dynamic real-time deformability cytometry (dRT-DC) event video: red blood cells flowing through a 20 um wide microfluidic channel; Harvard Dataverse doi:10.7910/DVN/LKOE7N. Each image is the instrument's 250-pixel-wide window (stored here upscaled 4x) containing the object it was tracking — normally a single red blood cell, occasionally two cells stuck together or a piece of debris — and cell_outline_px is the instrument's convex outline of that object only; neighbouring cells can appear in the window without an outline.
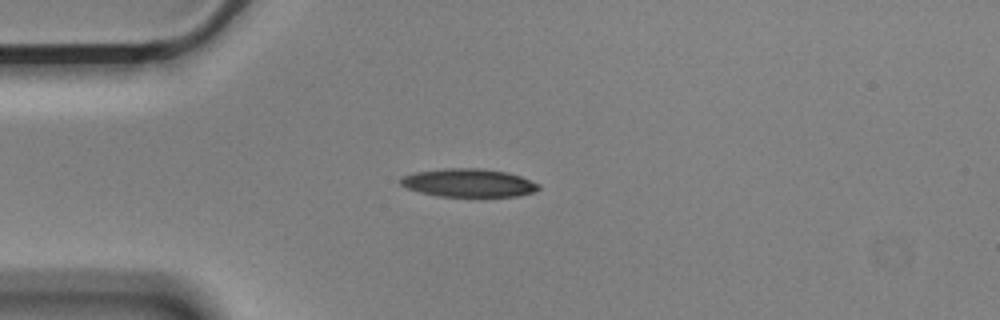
{"species": "Egyptian fruit bat (a non-hibernating species)", "species_latin": "Rousettus aegyptiacus", "temperature_condition": "cold", "stored_images_in_passage": 43, "camera_frame_rate_fps": 3000, "um_per_image_px": 0.085, "animal": {"sex": "male"}, "frame": {"image": 1, "passage_image": 1, "time_ms": 0.0, "image_size_px": [1000, 320], "cell_outline_px": [[540, 188], [532, 192], [516, 196], [436, 196], [404, 188], [400, 184], [400, 176], [416, 172], [444, 168], [480, 168], [508, 172], [520, 176], [540, 184]], "centroid_in_image_um": [39.78, 15.53], "position_along_channel_um": 45.2, "area_um2": 22.77}}
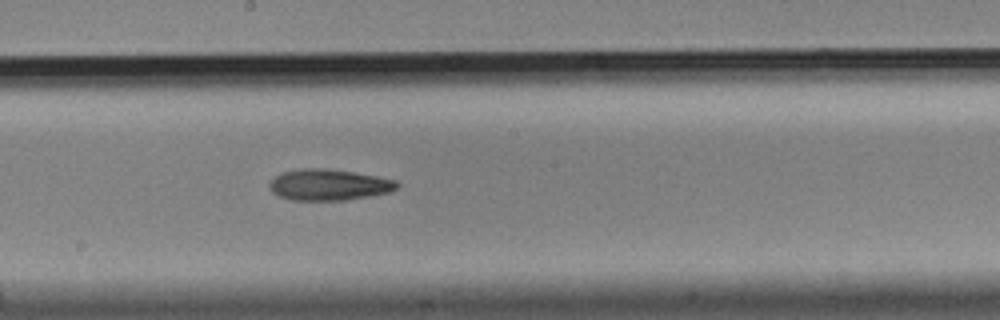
{"frame": {"image": 2, "passage_image": 17, "time_ms": 5.333, "image_size_px": [1000, 320], "cell_outline_px": [[400, 184], [392, 192], [344, 200], [292, 200], [280, 196], [272, 192], [268, 188], [268, 184], [280, 172], [300, 168], [328, 168], [376, 176], [396, 180]], "centroid_in_image_um": [27.93, 15.7], "position_along_channel_um": 220.3, "area_um2": 23.24}}
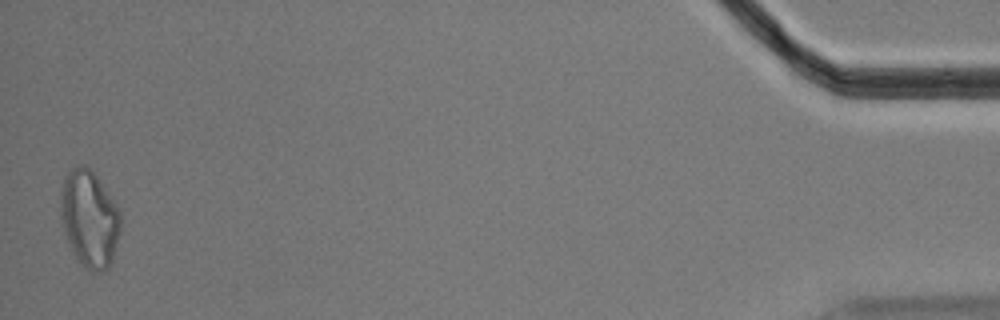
{"frame": {"image": 3, "passage_image": 42, "time_ms": 13.667, "image_size_px": [1000, 320], "cell_outline_px": [[120, 228], [112, 264], [108, 268], [96, 272], [92, 272], [76, 260], [68, 240], [60, 216], [60, 196], [64, 176], [72, 168], [84, 164], [96, 176], [116, 204], [120, 212]], "centroid_in_image_um": [7.59, 18.61], "position_along_channel_um": 427.6, "area_um2": 33.64}, "authors_computed_cell_mechanics": {"area_um2": 23.2356, "velocity_mm_per_s": 3.5853, "shape_relaxation_time_tau1_ms": null, "shape_relaxation_time_tau2_ms": 7.3561, "deformation_change_tau1": null, "deformation_change_tau2": 0.1909}}